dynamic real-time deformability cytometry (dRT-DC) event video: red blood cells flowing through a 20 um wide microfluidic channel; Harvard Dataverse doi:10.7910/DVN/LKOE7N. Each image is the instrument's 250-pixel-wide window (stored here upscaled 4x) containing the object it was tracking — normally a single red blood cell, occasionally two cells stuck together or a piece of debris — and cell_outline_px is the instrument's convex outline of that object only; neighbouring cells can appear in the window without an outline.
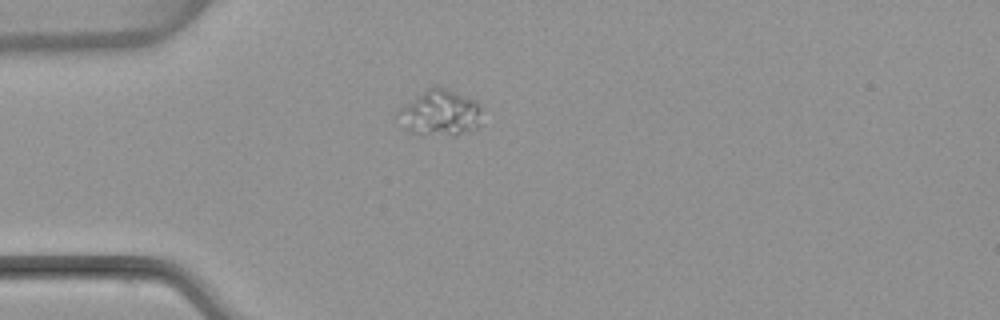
{"species": "common noctule bat (a hibernating species)", "species_latin": "Nyctalus noctula", "temperature_condition": "warm", "stored_images_in_passage": 1, "camera_frame_rate_fps": 3000, "um_per_image_px": 0.085, "animal": {"sex": "female", "body_mass_g": 22.7, "forearm_length_mm": 54.2}, "frame": {"image": 1, "passage_image": 1, "time_ms": 0.0, "image_size_px": [1000, 320], "cell_outline_px": [[480, 108], [476, 128], [472, 132], [452, 136], [408, 132], [392, 116], [400, 108], [416, 96], [428, 88], [436, 84], [476, 100], [480, 104]], "centroid_in_image_um": [37.35, 9.6], "position_along_channel_um": 47.7, "area_um2": 22.72}}